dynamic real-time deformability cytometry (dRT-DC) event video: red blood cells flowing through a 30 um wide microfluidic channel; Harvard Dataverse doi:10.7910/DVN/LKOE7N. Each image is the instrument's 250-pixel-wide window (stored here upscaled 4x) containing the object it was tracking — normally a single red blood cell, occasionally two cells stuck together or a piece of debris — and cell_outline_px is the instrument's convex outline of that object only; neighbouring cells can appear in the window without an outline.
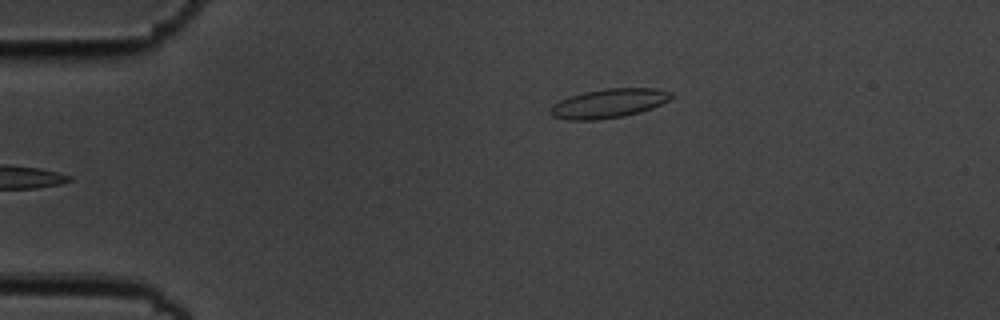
{"species": "common noctule bat (a hibernating species)", "species_latin": "Nyctalus noctula", "temperature_condition": "cold", "stored_images_in_passage": 6, "camera_frame_rate_fps": 3000, "um_per_image_px": 0.085, "animal": {"sex": "male", "body_mass_g": 19.5, "forearm_length_mm": 54.6}, "frame": {"image": 1, "passage_image": 6, "time_ms": 1.667, "image_size_px": [1000, 320], "cell_outline_px": [[672, 96], [668, 100], [652, 108], [640, 112], [624, 116], [596, 120], [568, 120], [552, 116], [548, 112], [548, 108], [552, 104], [568, 96], [584, 92], [604, 88], [656, 88], [672, 92]], "centroid_in_image_um": [51.69, 8.78], "position_along_channel_um": 33.3, "area_um2": 20.69}}